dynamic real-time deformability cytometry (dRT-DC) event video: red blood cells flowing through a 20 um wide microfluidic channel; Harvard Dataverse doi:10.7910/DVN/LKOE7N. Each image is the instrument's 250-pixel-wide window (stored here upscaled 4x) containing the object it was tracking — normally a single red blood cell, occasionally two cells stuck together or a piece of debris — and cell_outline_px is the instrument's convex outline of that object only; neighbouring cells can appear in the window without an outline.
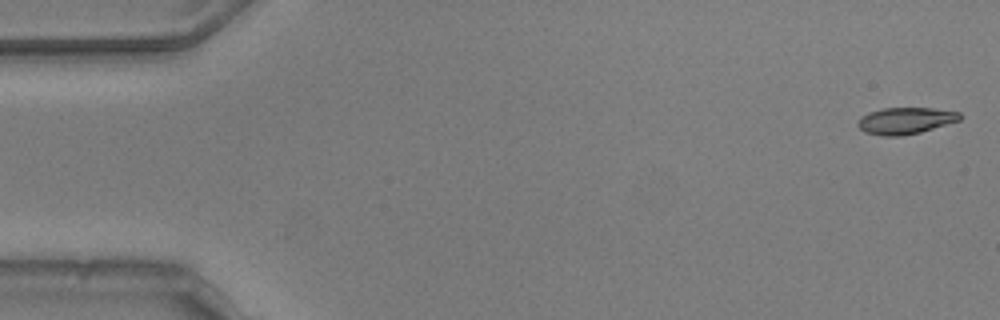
{"species": "common noctule bat (a hibernating species)", "species_latin": "Nyctalus noctula", "temperature_condition": "warm", "stored_images_in_passage": 53, "camera_frame_rate_fps": 3000, "um_per_image_px": 0.085, "animal": {"sex": "male", "body_mass_g": 20.5, "forearm_length_mm": 52.5}, "frame": {"image": 1, "passage_image": 1, "time_ms": 0.0, "image_size_px": [1000, 320], "cell_outline_px": [[960, 120], [920, 132], [900, 136], [880, 136], [864, 132], [856, 124], [860, 116], [868, 112], [884, 108], [932, 108], [960, 112]], "centroid_in_image_um": [76.91, 10.26], "position_along_channel_um": 8.1, "area_um2": 15.84}}
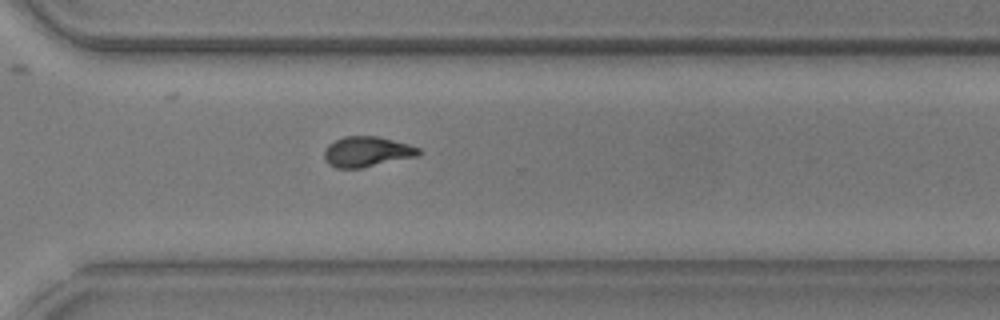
{"frame": {"image": 2, "passage_image": 38, "time_ms": 12.333, "image_size_px": [1000, 320], "cell_outline_px": [[420, 152], [416, 156], [360, 168], [336, 168], [328, 164], [324, 160], [324, 148], [328, 144], [344, 136], [376, 136], [408, 144], [420, 148]], "centroid_in_image_um": [31.12, 12.89], "position_along_channel_um": 339.5, "area_um2": 16.53}}
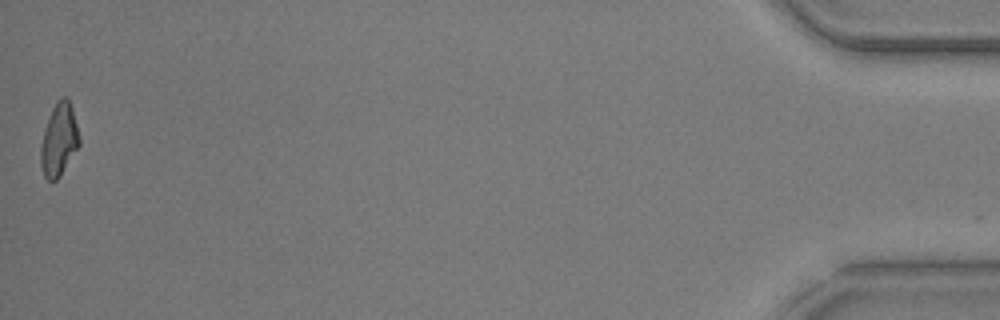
{"frame": {"image": 3, "passage_image": 53, "time_ms": 17.333, "image_size_px": [1000, 320], "cell_outline_px": [[80, 144], [60, 176], [56, 180], [48, 180], [44, 176], [40, 164], [40, 148], [44, 132], [52, 108], [56, 100], [60, 96], [68, 96], [72, 108], [80, 136]], "centroid_in_image_um": [5.02, 11.85], "position_along_channel_um": 430.2, "area_um2": 16.36}, "authors_computed_cell_mechanics": {"area_um2": 16.5308, "velocity_mm_per_s": 3.7902, "shape_relaxation_time_tau1_ms": 5.4037, "shape_relaxation_time_tau2_ms": 3.8546, "deformation_change_tau1": 0.1967, "deformation_change_tau2": 0.105}}